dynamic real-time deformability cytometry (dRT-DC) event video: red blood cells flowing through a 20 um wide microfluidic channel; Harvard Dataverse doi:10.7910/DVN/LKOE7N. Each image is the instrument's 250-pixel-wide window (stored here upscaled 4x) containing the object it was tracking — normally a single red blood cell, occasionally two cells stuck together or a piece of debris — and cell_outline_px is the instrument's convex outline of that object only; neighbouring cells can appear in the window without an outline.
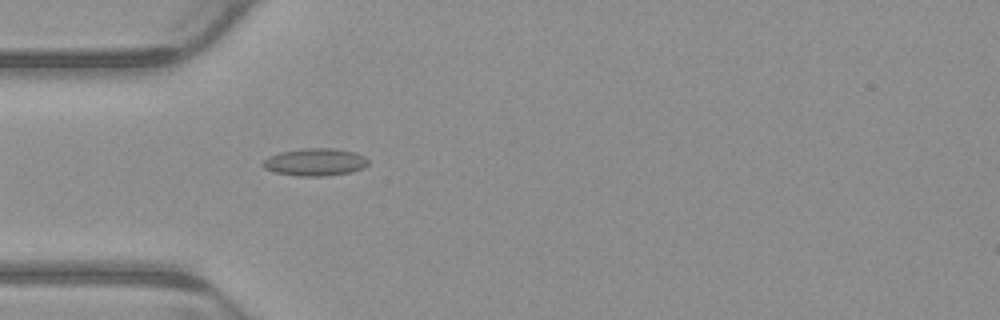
{"species": "common noctule bat (a hibernating species)", "species_latin": "Nyctalus noctula", "temperature_condition": "warm", "stored_images_in_passage": 4, "camera_frame_rate_fps": 3000, "um_per_image_px": 0.085, "animal": {"sex": "male", "body_mass_g": 23.1, "forearm_length_mm": 52.7}, "frame": {"image": 1, "passage_image": 4, "time_ms": 1.0, "image_size_px": [1000, 320], "cell_outline_px": [[368, 164], [364, 168], [348, 172], [324, 176], [296, 176], [276, 172], [264, 168], [260, 164], [268, 156], [280, 152], [304, 148], [336, 148], [356, 152], [364, 156], [368, 160]], "centroid_in_image_um": [26.78, 13.77], "position_along_channel_um": 58.2, "area_um2": 16.94}}